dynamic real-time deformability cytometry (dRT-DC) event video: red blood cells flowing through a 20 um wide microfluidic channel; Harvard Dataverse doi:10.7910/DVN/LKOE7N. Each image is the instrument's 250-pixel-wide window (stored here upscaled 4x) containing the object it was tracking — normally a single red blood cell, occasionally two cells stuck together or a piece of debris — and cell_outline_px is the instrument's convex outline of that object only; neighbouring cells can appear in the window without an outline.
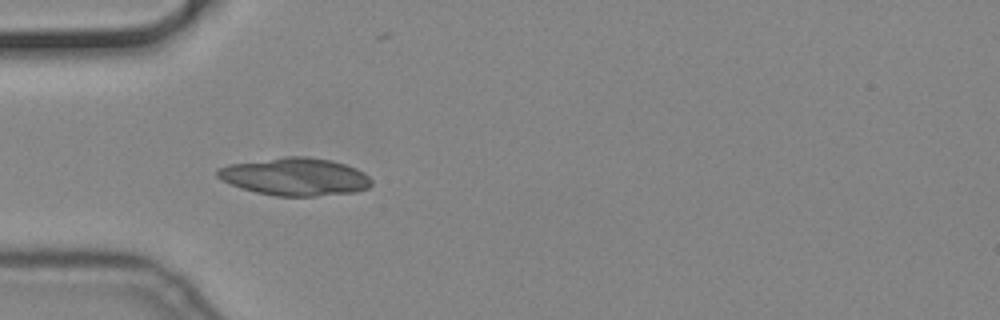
{"species": "common noctule bat (a hibernating species)", "species_latin": "Nyctalus noctula", "temperature_condition": "cold", "stored_images_in_passage": 21, "camera_frame_rate_fps": 3000, "um_per_image_px": 0.085, "animal": {"sex": "male", "body_mass_g": 19.2, "forearm_length_mm": 51.8}, "frame": {"image": 1, "passage_image": 17, "time_ms": 5.333, "image_size_px": [1000, 320], "cell_outline_px": [[372, 184], [368, 188], [356, 192], [316, 196], [276, 196], [256, 192], [240, 188], [220, 180], [216, 176], [216, 168], [228, 164], [284, 156], [304, 156], [332, 160], [356, 168], [364, 172], [372, 180]], "centroid_in_image_um": [25.05, 15.01], "position_along_channel_um": 59.9, "area_um2": 34.22}}